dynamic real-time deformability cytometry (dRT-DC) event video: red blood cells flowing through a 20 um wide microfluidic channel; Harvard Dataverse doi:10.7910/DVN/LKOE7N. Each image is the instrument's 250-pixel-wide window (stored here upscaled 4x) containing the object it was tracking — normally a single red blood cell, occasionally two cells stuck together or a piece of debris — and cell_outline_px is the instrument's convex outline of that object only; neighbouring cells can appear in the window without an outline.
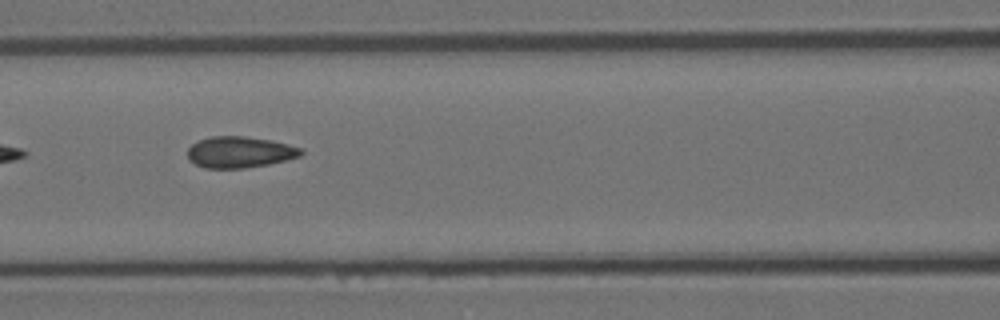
{"species": "Egyptian fruit bat (a non-hibernating species)", "species_latin": "Rousettus aegyptiacus", "temperature_condition": "room temperature", "stored_images_in_passage": 12, "camera_frame_rate_fps": 3000, "um_per_image_px": 0.085, "animal": {"sex": "female"}, "frame": {"image": 1, "passage_image": 6, "time_ms": 1.667, "image_size_px": [1000, 320], "cell_outline_px": [[304, 152], [300, 156], [268, 164], [244, 168], [204, 168], [188, 160], [188, 148], [192, 144], [200, 140], [212, 136], [244, 136], [272, 140], [300, 148]], "centroid_in_image_um": [20.35, 12.93], "position_along_channel_um": 146.3, "area_um2": 20.52}}
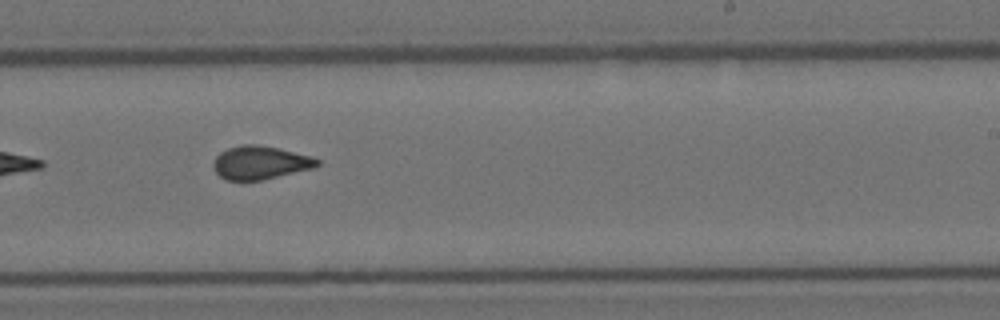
{"frame": {"image": 2, "passage_image": 9, "time_ms": 2.667, "image_size_px": [1000, 320], "cell_outline_px": [[320, 164], [316, 168], [260, 180], [224, 180], [216, 172], [212, 164], [216, 156], [220, 152], [228, 148], [240, 144], [256, 144], [280, 148], [312, 156], [320, 160]], "centroid_in_image_um": [22.14, 13.81], "position_along_channel_um": 266.9, "area_um2": 20.4}}
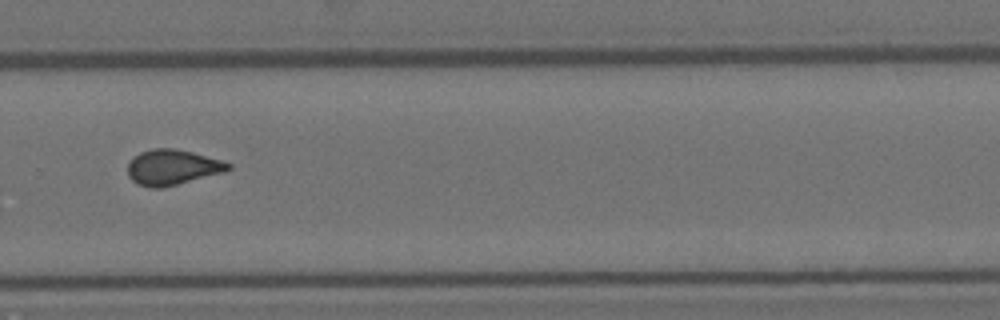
{"frame": {"image": 3, "passage_image": 10, "time_ms": 3.0, "image_size_px": [1000, 320], "cell_outline_px": [[232, 168], [224, 172], [160, 188], [152, 188], [136, 184], [128, 176], [128, 164], [132, 156], [140, 152], [152, 148], [176, 148], [192, 152], [220, 160], [232, 164]], "centroid_in_image_um": [14.61, 14.21], "position_along_channel_um": 315.2, "area_um2": 20.69}}